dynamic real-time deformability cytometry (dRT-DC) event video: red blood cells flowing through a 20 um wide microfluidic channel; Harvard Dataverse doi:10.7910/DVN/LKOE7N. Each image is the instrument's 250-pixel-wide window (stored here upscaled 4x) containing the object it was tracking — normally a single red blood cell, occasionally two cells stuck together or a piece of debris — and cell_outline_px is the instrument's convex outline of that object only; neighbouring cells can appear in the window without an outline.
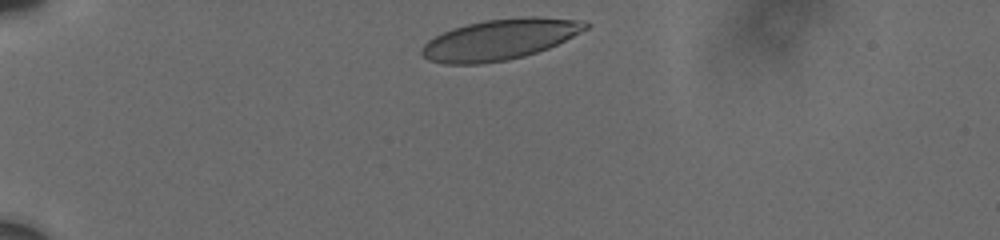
{"species": "human", "species_latin": "Homo sapiens", "temperature_condition": "cold", "stored_images_in_passage": 3, "camera_frame_rate_fps": 3000, "um_per_image_px": 0.085, "donor": {"sex": "male"}, "frame": {"image": 1, "passage_image": 1, "time_ms": 0.0, "image_size_px": [1000, 240], "cell_outline_px": [[592, 24], [588, 28], [548, 48], [524, 56], [504, 60], [480, 64], [444, 64], [428, 60], [420, 52], [424, 44], [428, 40], [452, 28], [484, 20], [524, 16], [536, 16], [584, 20]], "centroid_in_image_um": [42.49, 3.34], "position_along_channel_um": 42.5, "area_um2": 38.78}}
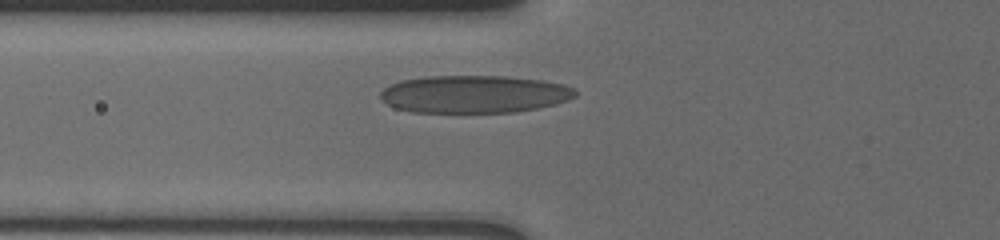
{"frame": {"image": 2, "passage_image": 3, "time_ms": 2.667, "image_size_px": [1000, 240], "cell_outline_px": [[576, 96], [568, 100], [556, 104], [516, 112], [412, 112], [396, 108], [380, 100], [380, 92], [384, 88], [400, 80], [424, 76], [504, 76], [544, 80], [564, 84], [572, 88], [576, 92]], "centroid_in_image_um": [40.3, 8.0], "position_along_channel_um": 85.5, "area_um2": 42.89}}